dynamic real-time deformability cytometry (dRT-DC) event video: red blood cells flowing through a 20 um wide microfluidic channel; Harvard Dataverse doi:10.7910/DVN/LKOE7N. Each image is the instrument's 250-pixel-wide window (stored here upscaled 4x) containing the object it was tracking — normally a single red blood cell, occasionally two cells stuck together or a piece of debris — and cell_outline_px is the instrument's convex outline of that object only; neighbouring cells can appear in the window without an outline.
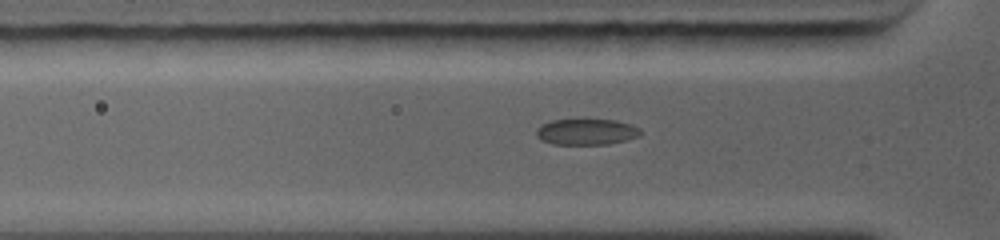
{"species": "common noctule bat (a hibernating species)", "species_latin": "Nyctalus noctula", "temperature_condition": "warm", "stored_images_in_passage": 5, "segment_of_instrument_passage": [2, 2], "camera_frame_rate_fps": 5000, "um_per_image_px": 0.085, "animal": {"sex": "female", "body_mass_g": 19.0, "forearm_length_mm": 56.7}, "frame": {"image": 1, "passage_image": 5, "time_ms": 2.2, "image_size_px": [1000, 240], "cell_outline_px": [[640, 136], [628, 140], [608, 144], [552, 144], [540, 140], [536, 136], [536, 128], [540, 124], [552, 120], [580, 116], [616, 120], [632, 124], [640, 128]], "centroid_in_image_um": [49.82, 11.15], "position_along_channel_um": 76.0, "area_um2": 16.88}}